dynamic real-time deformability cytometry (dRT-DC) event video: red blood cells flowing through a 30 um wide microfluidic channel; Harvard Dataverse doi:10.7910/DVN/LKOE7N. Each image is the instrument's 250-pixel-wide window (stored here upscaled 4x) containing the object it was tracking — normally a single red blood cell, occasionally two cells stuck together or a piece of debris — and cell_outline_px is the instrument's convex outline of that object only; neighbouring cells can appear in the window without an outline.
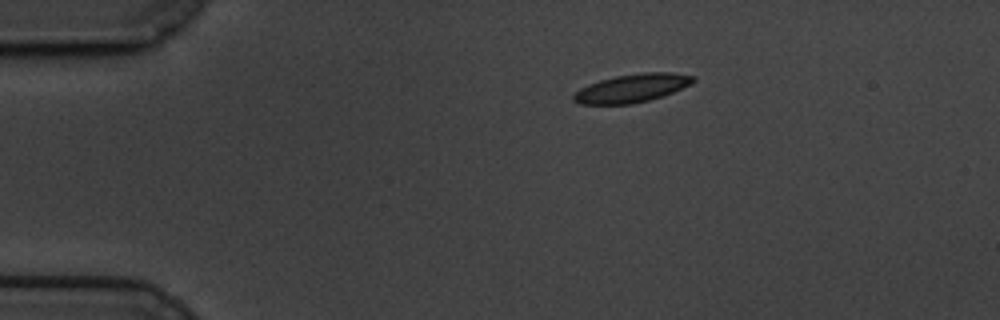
{"species": "common noctule bat (a hibernating species)", "species_latin": "Nyctalus noctula", "temperature_condition": "cold", "stored_images_in_passage": 50, "camera_frame_rate_fps": 3000, "um_per_image_px": 0.085, "animal": {"sex": "male", "body_mass_g": 19.5, "forearm_length_mm": 54.6}, "frame": {"image": 1, "passage_image": 1, "time_ms": 0.0, "image_size_px": [1000, 320], "cell_outline_px": [[696, 80], [672, 92], [648, 100], [632, 104], [580, 104], [572, 100], [572, 96], [580, 88], [588, 84], [600, 80], [616, 76], [644, 72], [672, 72], [696, 76]], "centroid_in_image_um": [53.68, 7.49], "position_along_channel_um": 31.3, "area_um2": 19.54}}
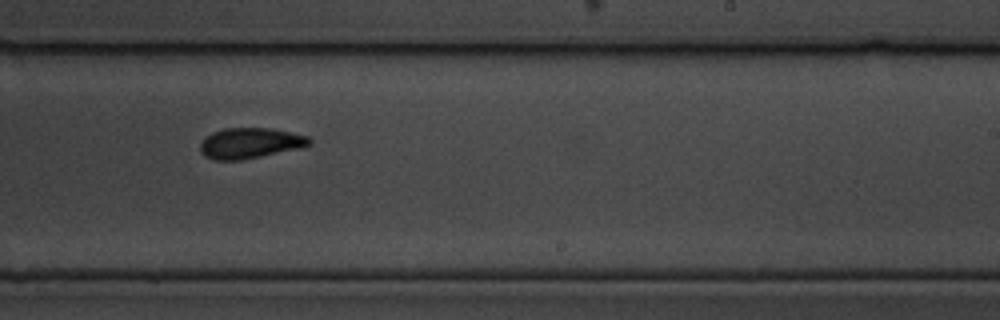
{"frame": {"image": 2, "passage_image": 27, "time_ms": 8.667, "image_size_px": [1000, 320], "cell_outline_px": [[312, 144], [296, 148], [244, 160], [212, 160], [204, 156], [200, 152], [200, 144], [204, 136], [212, 132], [224, 128], [272, 128], [308, 136], [312, 140]], "centroid_in_image_um": [21.2, 12.16], "position_along_channel_um": 267.8, "area_um2": 19.54}}
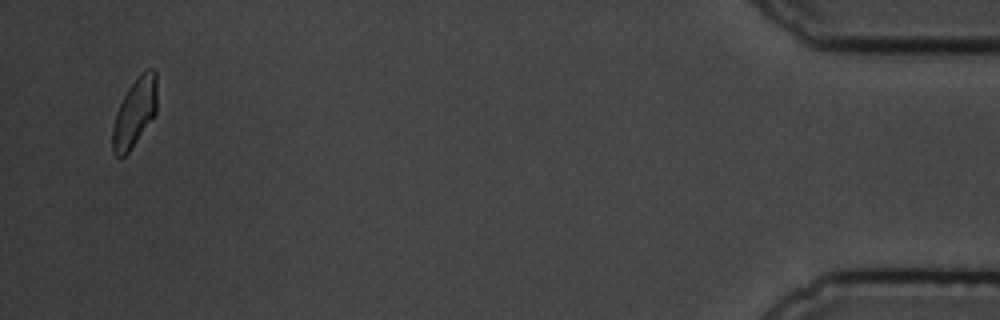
{"frame": {"image": 3, "passage_image": 48, "time_ms": 15.667, "image_size_px": [1000, 320], "cell_outline_px": [[156, 112], [128, 152], [120, 160], [112, 152], [112, 128], [116, 112], [128, 88], [140, 72], [148, 68], [152, 68], [156, 72]], "centroid_in_image_um": [11.42, 9.55], "position_along_channel_um": 423.8, "area_um2": 17.63}, "authors_computed_cell_mechanics": {"area_um2": 19.5364, "velocity_mm_per_s": 3.3456, "shape_relaxation_time_tau1_ms": 2.9497, "shape_relaxation_time_tau2_ms": 2.1065, "deformation_change_tau1": 0.0886, "deformation_change_tau2": 0.0744}}